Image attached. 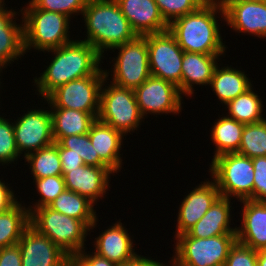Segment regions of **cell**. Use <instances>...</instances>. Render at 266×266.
Returning a JSON list of instances; mask_svg holds the SVG:
<instances>
[{"instance_id":"obj_1","label":"cell","mask_w":266,"mask_h":266,"mask_svg":"<svg viewBox=\"0 0 266 266\" xmlns=\"http://www.w3.org/2000/svg\"><path fill=\"white\" fill-rule=\"evenodd\" d=\"M54 56L49 66L40 77L34 78V86L45 99L57 87L72 80H77L93 74H105L99 67L104 59L93 46L82 40H73L58 48L47 50Z\"/></svg>"},{"instance_id":"obj_2","label":"cell","mask_w":266,"mask_h":266,"mask_svg":"<svg viewBox=\"0 0 266 266\" xmlns=\"http://www.w3.org/2000/svg\"><path fill=\"white\" fill-rule=\"evenodd\" d=\"M217 13L225 20L222 5L205 2L196 11L174 19L168 30L183 51L224 54L227 46L219 31Z\"/></svg>"},{"instance_id":"obj_3","label":"cell","mask_w":266,"mask_h":266,"mask_svg":"<svg viewBox=\"0 0 266 266\" xmlns=\"http://www.w3.org/2000/svg\"><path fill=\"white\" fill-rule=\"evenodd\" d=\"M82 16L88 42L104 57V51L137 37L115 0H88ZM106 49V50H105Z\"/></svg>"},{"instance_id":"obj_4","label":"cell","mask_w":266,"mask_h":266,"mask_svg":"<svg viewBox=\"0 0 266 266\" xmlns=\"http://www.w3.org/2000/svg\"><path fill=\"white\" fill-rule=\"evenodd\" d=\"M23 20L24 50L45 51L58 48L70 39V18L64 14L36 8L30 1L20 9Z\"/></svg>"},{"instance_id":"obj_5","label":"cell","mask_w":266,"mask_h":266,"mask_svg":"<svg viewBox=\"0 0 266 266\" xmlns=\"http://www.w3.org/2000/svg\"><path fill=\"white\" fill-rule=\"evenodd\" d=\"M30 224L71 259L86 248L84 242L89 228L81 220L66 216L49 206L36 208L30 214Z\"/></svg>"},{"instance_id":"obj_6","label":"cell","mask_w":266,"mask_h":266,"mask_svg":"<svg viewBox=\"0 0 266 266\" xmlns=\"http://www.w3.org/2000/svg\"><path fill=\"white\" fill-rule=\"evenodd\" d=\"M209 168L221 197L253 200L254 166L251 158L237 152L225 153L212 159Z\"/></svg>"},{"instance_id":"obj_7","label":"cell","mask_w":266,"mask_h":266,"mask_svg":"<svg viewBox=\"0 0 266 266\" xmlns=\"http://www.w3.org/2000/svg\"><path fill=\"white\" fill-rule=\"evenodd\" d=\"M175 239V254L169 261L170 266H224L230 248L237 241L236 234L194 238L183 233Z\"/></svg>"},{"instance_id":"obj_8","label":"cell","mask_w":266,"mask_h":266,"mask_svg":"<svg viewBox=\"0 0 266 266\" xmlns=\"http://www.w3.org/2000/svg\"><path fill=\"white\" fill-rule=\"evenodd\" d=\"M106 80L110 79L105 78L101 87L97 119L126 136L137 130L143 121L134 90L122 88L113 83L108 84Z\"/></svg>"},{"instance_id":"obj_9","label":"cell","mask_w":266,"mask_h":266,"mask_svg":"<svg viewBox=\"0 0 266 266\" xmlns=\"http://www.w3.org/2000/svg\"><path fill=\"white\" fill-rule=\"evenodd\" d=\"M117 57L113 58L112 71H105L106 78L109 72L113 73L111 80L114 85L135 90L151 76L149 67L148 44L144 36H137L134 40L116 46Z\"/></svg>"},{"instance_id":"obj_10","label":"cell","mask_w":266,"mask_h":266,"mask_svg":"<svg viewBox=\"0 0 266 266\" xmlns=\"http://www.w3.org/2000/svg\"><path fill=\"white\" fill-rule=\"evenodd\" d=\"M105 74H93L72 80L53 90L45 99L50 108H66L84 111L98 118L100 92Z\"/></svg>"},{"instance_id":"obj_11","label":"cell","mask_w":266,"mask_h":266,"mask_svg":"<svg viewBox=\"0 0 266 266\" xmlns=\"http://www.w3.org/2000/svg\"><path fill=\"white\" fill-rule=\"evenodd\" d=\"M148 44L151 76L175 84L181 93L182 60L184 51L169 31L144 36Z\"/></svg>"},{"instance_id":"obj_12","label":"cell","mask_w":266,"mask_h":266,"mask_svg":"<svg viewBox=\"0 0 266 266\" xmlns=\"http://www.w3.org/2000/svg\"><path fill=\"white\" fill-rule=\"evenodd\" d=\"M14 122L16 146L20 155L24 152V158L55 142L50 110L31 109Z\"/></svg>"},{"instance_id":"obj_13","label":"cell","mask_w":266,"mask_h":266,"mask_svg":"<svg viewBox=\"0 0 266 266\" xmlns=\"http://www.w3.org/2000/svg\"><path fill=\"white\" fill-rule=\"evenodd\" d=\"M136 101L142 117L146 114H180L182 94L178 87L166 80L149 76L134 90Z\"/></svg>"},{"instance_id":"obj_14","label":"cell","mask_w":266,"mask_h":266,"mask_svg":"<svg viewBox=\"0 0 266 266\" xmlns=\"http://www.w3.org/2000/svg\"><path fill=\"white\" fill-rule=\"evenodd\" d=\"M22 266H69L72 259L29 224L19 242Z\"/></svg>"},{"instance_id":"obj_15","label":"cell","mask_w":266,"mask_h":266,"mask_svg":"<svg viewBox=\"0 0 266 266\" xmlns=\"http://www.w3.org/2000/svg\"><path fill=\"white\" fill-rule=\"evenodd\" d=\"M111 174L114 172L109 167L92 165H82L75 169H62L66 189L86 197L94 205L97 204L99 198H104L109 190Z\"/></svg>"},{"instance_id":"obj_16","label":"cell","mask_w":266,"mask_h":266,"mask_svg":"<svg viewBox=\"0 0 266 266\" xmlns=\"http://www.w3.org/2000/svg\"><path fill=\"white\" fill-rule=\"evenodd\" d=\"M223 9L226 24L235 32L266 39V2L228 0Z\"/></svg>"},{"instance_id":"obj_17","label":"cell","mask_w":266,"mask_h":266,"mask_svg":"<svg viewBox=\"0 0 266 266\" xmlns=\"http://www.w3.org/2000/svg\"><path fill=\"white\" fill-rule=\"evenodd\" d=\"M212 181L201 182L187 196L185 195L177 215L175 237L186 233L194 226L220 197L217 184Z\"/></svg>"},{"instance_id":"obj_18","label":"cell","mask_w":266,"mask_h":266,"mask_svg":"<svg viewBox=\"0 0 266 266\" xmlns=\"http://www.w3.org/2000/svg\"><path fill=\"white\" fill-rule=\"evenodd\" d=\"M137 36L160 33L169 29L154 0H115Z\"/></svg>"},{"instance_id":"obj_19","label":"cell","mask_w":266,"mask_h":266,"mask_svg":"<svg viewBox=\"0 0 266 266\" xmlns=\"http://www.w3.org/2000/svg\"><path fill=\"white\" fill-rule=\"evenodd\" d=\"M241 227L236 226L237 242L260 251L266 249V202L243 200Z\"/></svg>"},{"instance_id":"obj_20","label":"cell","mask_w":266,"mask_h":266,"mask_svg":"<svg viewBox=\"0 0 266 266\" xmlns=\"http://www.w3.org/2000/svg\"><path fill=\"white\" fill-rule=\"evenodd\" d=\"M131 238L125 226L118 221L95 238L94 253L121 265L138 254Z\"/></svg>"},{"instance_id":"obj_21","label":"cell","mask_w":266,"mask_h":266,"mask_svg":"<svg viewBox=\"0 0 266 266\" xmlns=\"http://www.w3.org/2000/svg\"><path fill=\"white\" fill-rule=\"evenodd\" d=\"M224 54H202L184 51L182 60L181 94L192 96L194 84L210 85L214 69ZM218 60V61H217Z\"/></svg>"},{"instance_id":"obj_22","label":"cell","mask_w":266,"mask_h":266,"mask_svg":"<svg viewBox=\"0 0 266 266\" xmlns=\"http://www.w3.org/2000/svg\"><path fill=\"white\" fill-rule=\"evenodd\" d=\"M88 135L95 149V156H99L114 173L121 171L123 160L120 150L124 135L98 119L91 125Z\"/></svg>"},{"instance_id":"obj_23","label":"cell","mask_w":266,"mask_h":266,"mask_svg":"<svg viewBox=\"0 0 266 266\" xmlns=\"http://www.w3.org/2000/svg\"><path fill=\"white\" fill-rule=\"evenodd\" d=\"M231 199L219 197L186 233L194 238H210L223 234H236V227L231 225ZM231 212V213H230Z\"/></svg>"},{"instance_id":"obj_24","label":"cell","mask_w":266,"mask_h":266,"mask_svg":"<svg viewBox=\"0 0 266 266\" xmlns=\"http://www.w3.org/2000/svg\"><path fill=\"white\" fill-rule=\"evenodd\" d=\"M16 13L19 12L15 9L7 10V7L0 11V73L3 68L25 54L23 20L18 25L14 18Z\"/></svg>"},{"instance_id":"obj_25","label":"cell","mask_w":266,"mask_h":266,"mask_svg":"<svg viewBox=\"0 0 266 266\" xmlns=\"http://www.w3.org/2000/svg\"><path fill=\"white\" fill-rule=\"evenodd\" d=\"M217 65L214 69L210 87L213 89L219 101L226 105L229 101L245 93L252 87V82L245 71L231 66Z\"/></svg>"},{"instance_id":"obj_26","label":"cell","mask_w":266,"mask_h":266,"mask_svg":"<svg viewBox=\"0 0 266 266\" xmlns=\"http://www.w3.org/2000/svg\"><path fill=\"white\" fill-rule=\"evenodd\" d=\"M53 137L59 142L63 137L87 134L97 120L92 114L66 108H51Z\"/></svg>"},{"instance_id":"obj_27","label":"cell","mask_w":266,"mask_h":266,"mask_svg":"<svg viewBox=\"0 0 266 266\" xmlns=\"http://www.w3.org/2000/svg\"><path fill=\"white\" fill-rule=\"evenodd\" d=\"M48 206L66 216L81 220L89 230L97 226L98 218L94 204L74 191L65 189Z\"/></svg>"},{"instance_id":"obj_28","label":"cell","mask_w":266,"mask_h":266,"mask_svg":"<svg viewBox=\"0 0 266 266\" xmlns=\"http://www.w3.org/2000/svg\"><path fill=\"white\" fill-rule=\"evenodd\" d=\"M244 125V123L238 122L227 115L217 119V122L212 126L210 135V139H212L211 141L216 148L213 159L225 153L238 152Z\"/></svg>"},{"instance_id":"obj_29","label":"cell","mask_w":266,"mask_h":266,"mask_svg":"<svg viewBox=\"0 0 266 266\" xmlns=\"http://www.w3.org/2000/svg\"><path fill=\"white\" fill-rule=\"evenodd\" d=\"M18 202L0 213V248L18 244L25 228L30 224L28 208Z\"/></svg>"},{"instance_id":"obj_30","label":"cell","mask_w":266,"mask_h":266,"mask_svg":"<svg viewBox=\"0 0 266 266\" xmlns=\"http://www.w3.org/2000/svg\"><path fill=\"white\" fill-rule=\"evenodd\" d=\"M253 87L245 93L239 95L226 104L228 117L244 124L257 123L263 121V101L260 96L253 91Z\"/></svg>"},{"instance_id":"obj_31","label":"cell","mask_w":266,"mask_h":266,"mask_svg":"<svg viewBox=\"0 0 266 266\" xmlns=\"http://www.w3.org/2000/svg\"><path fill=\"white\" fill-rule=\"evenodd\" d=\"M33 178L62 175L58 142L32 152L25 157Z\"/></svg>"},{"instance_id":"obj_32","label":"cell","mask_w":266,"mask_h":266,"mask_svg":"<svg viewBox=\"0 0 266 266\" xmlns=\"http://www.w3.org/2000/svg\"><path fill=\"white\" fill-rule=\"evenodd\" d=\"M249 158L266 156V119L245 124L238 152Z\"/></svg>"},{"instance_id":"obj_33","label":"cell","mask_w":266,"mask_h":266,"mask_svg":"<svg viewBox=\"0 0 266 266\" xmlns=\"http://www.w3.org/2000/svg\"><path fill=\"white\" fill-rule=\"evenodd\" d=\"M58 143L63 148L70 149L72 153L81 156L85 165L108 167L99 156H95V149L89 139L88 133L63 137Z\"/></svg>"},{"instance_id":"obj_34","label":"cell","mask_w":266,"mask_h":266,"mask_svg":"<svg viewBox=\"0 0 266 266\" xmlns=\"http://www.w3.org/2000/svg\"><path fill=\"white\" fill-rule=\"evenodd\" d=\"M35 182V188L40 195L35 203L29 206L28 210L31 214L36 208L48 206L58 195H60L65 189V182L62 175L48 176L45 178H32Z\"/></svg>"},{"instance_id":"obj_35","label":"cell","mask_w":266,"mask_h":266,"mask_svg":"<svg viewBox=\"0 0 266 266\" xmlns=\"http://www.w3.org/2000/svg\"><path fill=\"white\" fill-rule=\"evenodd\" d=\"M20 159L16 146L13 123L0 115V164H11Z\"/></svg>"},{"instance_id":"obj_36","label":"cell","mask_w":266,"mask_h":266,"mask_svg":"<svg viewBox=\"0 0 266 266\" xmlns=\"http://www.w3.org/2000/svg\"><path fill=\"white\" fill-rule=\"evenodd\" d=\"M161 16L170 24L174 19L196 11L204 0H154Z\"/></svg>"},{"instance_id":"obj_37","label":"cell","mask_w":266,"mask_h":266,"mask_svg":"<svg viewBox=\"0 0 266 266\" xmlns=\"http://www.w3.org/2000/svg\"><path fill=\"white\" fill-rule=\"evenodd\" d=\"M88 0H30L38 9L57 12L71 17L82 15ZM71 15V16H70Z\"/></svg>"},{"instance_id":"obj_38","label":"cell","mask_w":266,"mask_h":266,"mask_svg":"<svg viewBox=\"0 0 266 266\" xmlns=\"http://www.w3.org/2000/svg\"><path fill=\"white\" fill-rule=\"evenodd\" d=\"M224 266H257V251L236 241Z\"/></svg>"},{"instance_id":"obj_39","label":"cell","mask_w":266,"mask_h":266,"mask_svg":"<svg viewBox=\"0 0 266 266\" xmlns=\"http://www.w3.org/2000/svg\"><path fill=\"white\" fill-rule=\"evenodd\" d=\"M254 166L253 201L266 202V156L252 158Z\"/></svg>"},{"instance_id":"obj_40","label":"cell","mask_w":266,"mask_h":266,"mask_svg":"<svg viewBox=\"0 0 266 266\" xmlns=\"http://www.w3.org/2000/svg\"><path fill=\"white\" fill-rule=\"evenodd\" d=\"M83 250L72 259V264L74 266H120L96 253L91 252L92 254H86L85 248Z\"/></svg>"},{"instance_id":"obj_41","label":"cell","mask_w":266,"mask_h":266,"mask_svg":"<svg viewBox=\"0 0 266 266\" xmlns=\"http://www.w3.org/2000/svg\"><path fill=\"white\" fill-rule=\"evenodd\" d=\"M0 266H22L19 244L0 248Z\"/></svg>"},{"instance_id":"obj_42","label":"cell","mask_w":266,"mask_h":266,"mask_svg":"<svg viewBox=\"0 0 266 266\" xmlns=\"http://www.w3.org/2000/svg\"><path fill=\"white\" fill-rule=\"evenodd\" d=\"M58 153L60 156L62 169H75L77 167L85 165L84 160L81 158V156L72 153L70 149L63 148L59 143Z\"/></svg>"},{"instance_id":"obj_43","label":"cell","mask_w":266,"mask_h":266,"mask_svg":"<svg viewBox=\"0 0 266 266\" xmlns=\"http://www.w3.org/2000/svg\"><path fill=\"white\" fill-rule=\"evenodd\" d=\"M8 185L10 184L0 179V213L9 210L19 202L14 191Z\"/></svg>"},{"instance_id":"obj_44","label":"cell","mask_w":266,"mask_h":266,"mask_svg":"<svg viewBox=\"0 0 266 266\" xmlns=\"http://www.w3.org/2000/svg\"><path fill=\"white\" fill-rule=\"evenodd\" d=\"M120 266H169L165 265L163 262L155 261L153 258H147L146 256L136 255L132 259L128 260L127 262L121 264Z\"/></svg>"},{"instance_id":"obj_45","label":"cell","mask_w":266,"mask_h":266,"mask_svg":"<svg viewBox=\"0 0 266 266\" xmlns=\"http://www.w3.org/2000/svg\"><path fill=\"white\" fill-rule=\"evenodd\" d=\"M257 266H266V249L257 251Z\"/></svg>"},{"instance_id":"obj_46","label":"cell","mask_w":266,"mask_h":266,"mask_svg":"<svg viewBox=\"0 0 266 266\" xmlns=\"http://www.w3.org/2000/svg\"><path fill=\"white\" fill-rule=\"evenodd\" d=\"M228 0H204L206 3L224 5Z\"/></svg>"},{"instance_id":"obj_47","label":"cell","mask_w":266,"mask_h":266,"mask_svg":"<svg viewBox=\"0 0 266 266\" xmlns=\"http://www.w3.org/2000/svg\"><path fill=\"white\" fill-rule=\"evenodd\" d=\"M5 0H0V11H2L5 8Z\"/></svg>"},{"instance_id":"obj_48","label":"cell","mask_w":266,"mask_h":266,"mask_svg":"<svg viewBox=\"0 0 266 266\" xmlns=\"http://www.w3.org/2000/svg\"><path fill=\"white\" fill-rule=\"evenodd\" d=\"M241 1H247V2H266V0H241Z\"/></svg>"}]
</instances>
